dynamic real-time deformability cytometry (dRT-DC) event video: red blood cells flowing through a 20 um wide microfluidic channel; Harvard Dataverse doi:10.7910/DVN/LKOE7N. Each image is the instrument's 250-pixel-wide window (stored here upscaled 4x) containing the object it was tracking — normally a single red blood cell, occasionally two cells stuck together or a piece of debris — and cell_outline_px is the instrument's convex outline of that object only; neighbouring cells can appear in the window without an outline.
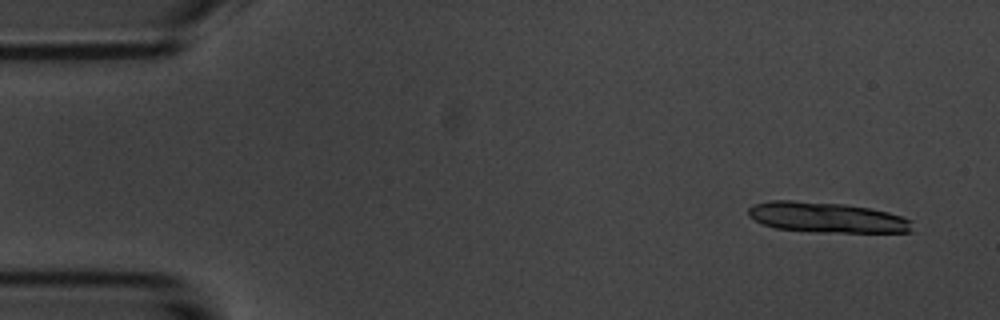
{"species": "common noctule bat (a hibernating species)", "species_latin": "Nyctalus noctula", "temperature_condition": "room temperature", "stored_images_in_passage": 7, "camera_frame_rate_fps": 3000, "um_per_image_px": 0.085, "animal": {"sex": "male", "body_mass_g": 20.1, "forearm_length_mm": 53.5}, "frame": {"image": 1, "passage_image": 2, "time_ms": 1.0, "image_size_px": [1000, 320], "cell_outline_px": [[912, 232], [816, 232], [776, 228], [764, 224], [748, 216], [748, 208], [752, 204], [772, 200], [792, 200], [844, 204], [868, 208], [888, 212], [912, 220]], "centroid_in_image_um": [70.26, 18.48], "position_along_channel_um": 14.7, "area_um2": 28.96}}